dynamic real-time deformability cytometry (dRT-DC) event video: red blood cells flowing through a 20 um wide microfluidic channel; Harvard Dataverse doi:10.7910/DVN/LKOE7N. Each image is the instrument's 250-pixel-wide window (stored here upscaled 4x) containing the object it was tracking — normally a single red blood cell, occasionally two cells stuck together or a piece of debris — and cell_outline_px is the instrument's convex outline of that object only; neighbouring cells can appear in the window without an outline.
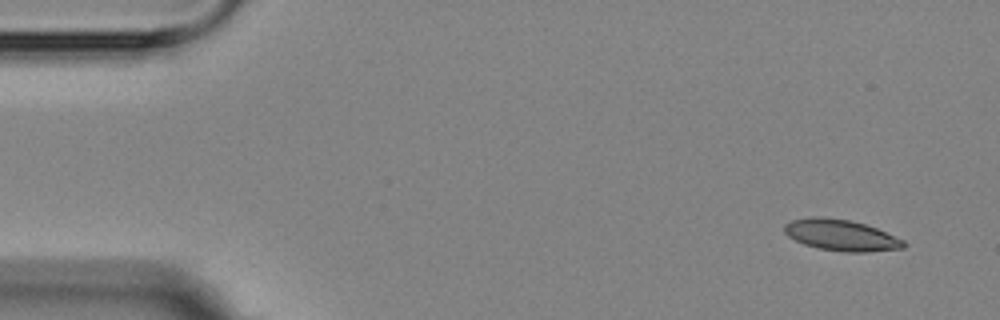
{"species": "Egyptian fruit bat (a non-hibernating species)", "species_latin": "Rousettus aegyptiacus", "temperature_condition": "room temperature", "stored_images_in_passage": 5, "segment_of_instrument_passage": [2, 2], "camera_frame_rate_fps": 3000, "um_per_image_px": 0.085, "animal": {"sex": "female"}, "frame": {"image": 1, "passage_image": 5, "time_ms": 6.0, "image_size_px": [1000, 320], "cell_outline_px": [[908, 244], [904, 248], [868, 252], [844, 252], [820, 248], [804, 244], [788, 236], [784, 232], [784, 224], [792, 220], [812, 216], [820, 216], [848, 220], [864, 224], [876, 228], [904, 240]], "centroid_in_image_um": [71.5, 19.99], "position_along_channel_um": 13.5, "area_um2": 21.62}}